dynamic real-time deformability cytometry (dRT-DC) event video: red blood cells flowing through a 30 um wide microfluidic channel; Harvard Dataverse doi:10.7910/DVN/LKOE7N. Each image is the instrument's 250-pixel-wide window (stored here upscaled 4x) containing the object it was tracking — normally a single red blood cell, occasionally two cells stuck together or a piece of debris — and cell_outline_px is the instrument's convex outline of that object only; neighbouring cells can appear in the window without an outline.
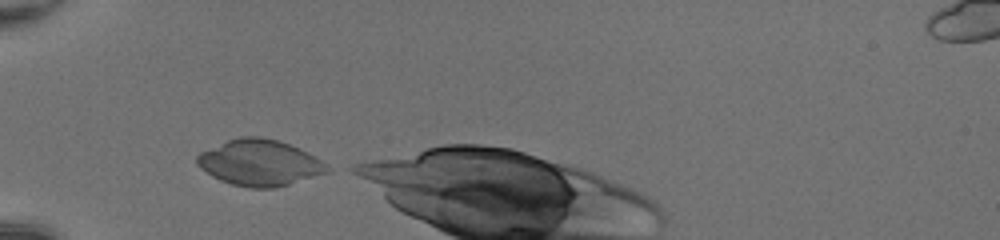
{"species": "common noctule bat (a hibernating species)", "species_latin": "Nyctalus noctula", "temperature_condition": "room temperature", "stored_images_in_passage": 26, "camera_frame_rate_fps": 3000, "um_per_image_px": 0.085, "animal": {"sex": "female", "body_mass_g": 20.0, "forearm_length_mm": 54.0}, "frame": {"image": 1, "passage_image": 1, "time_ms": 0.0, "image_size_px": [1000, 240], "cell_outline_px": [[332, 172], [276, 188], [248, 188], [232, 184], [220, 180], [212, 176], [200, 168], [196, 164], [196, 156], [200, 152], [228, 140], [240, 136], [260, 136], [276, 140], [288, 144], [308, 152], [332, 168]], "centroid_in_image_um": [22.09, 13.85], "position_along_channel_um": 62.9, "area_um2": 35.14}}
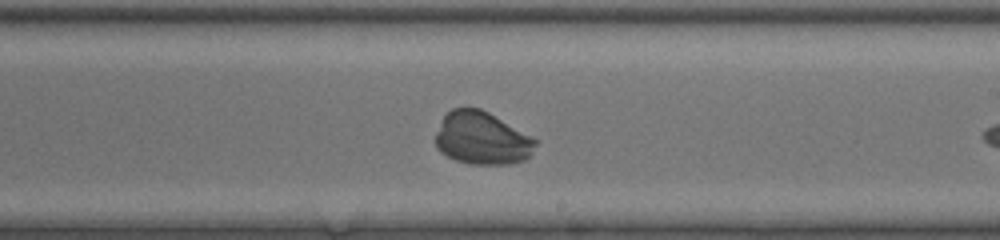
{"frame": {"image": 2, "passage_image": 15, "time_ms": 4.667, "image_size_px": [1000, 240], "cell_outline_px": [[536, 144], [528, 156], [524, 160], [508, 164], [472, 164], [456, 160], [440, 152], [436, 148], [436, 132], [444, 116], [452, 108], [480, 108], [488, 112], [536, 140]], "centroid_in_image_um": [40.92, 11.76], "position_along_channel_um": 248.1, "area_um2": 30.17}}
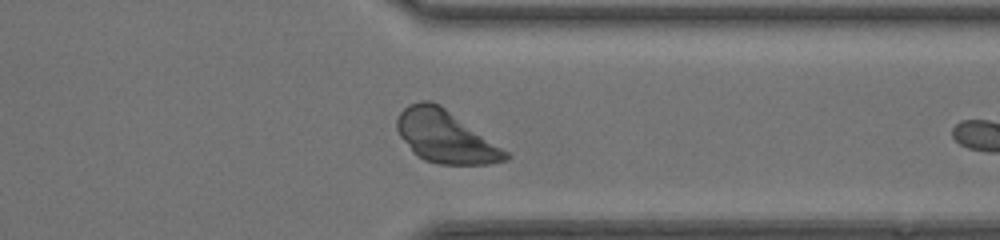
{"frame": {"image": 3, "passage_image": 24, "time_ms": 7.667, "image_size_px": [1000, 240], "cell_outline_px": [[512, 156], [508, 160], [488, 164], [440, 164], [424, 160], [412, 152], [400, 136], [396, 128], [396, 120], [400, 112], [408, 104], [420, 100], [432, 100], [440, 104], [508, 152]], "centroid_in_image_um": [37.84, 11.6], "position_along_channel_um": 373.6, "area_um2": 33.06}}